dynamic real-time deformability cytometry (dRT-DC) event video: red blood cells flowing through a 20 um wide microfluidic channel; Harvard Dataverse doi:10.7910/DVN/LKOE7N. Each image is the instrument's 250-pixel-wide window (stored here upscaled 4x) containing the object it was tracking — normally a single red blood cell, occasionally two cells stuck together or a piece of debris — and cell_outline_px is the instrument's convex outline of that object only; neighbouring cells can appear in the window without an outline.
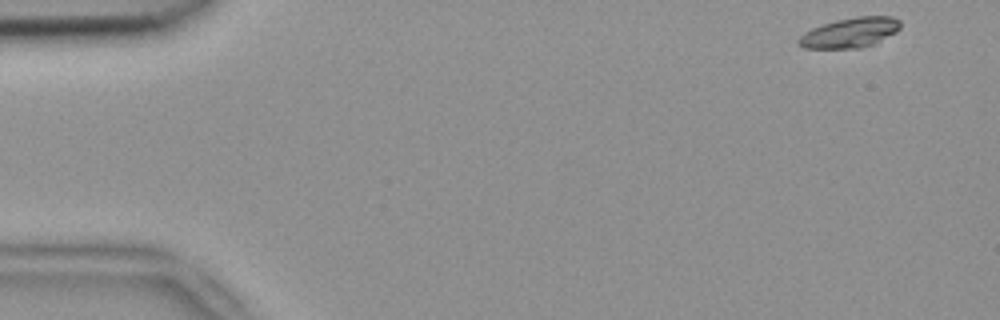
{"species": "common noctule bat (a hibernating species)", "species_latin": "Nyctalus noctula", "temperature_condition": "room temperature", "stored_images_in_passage": 6, "camera_frame_rate_fps": 3000, "um_per_image_px": 0.085, "animal": {"sex": "female", "body_mass_g": 18.4}, "frame": {"image": 1, "passage_image": 1, "time_ms": 0.0, "image_size_px": [1000, 320], "cell_outline_px": [[900, 28], [896, 32], [872, 44], [860, 48], [804, 48], [796, 40], [804, 32], [812, 28], [836, 20], [856, 16], [892, 16], [900, 20]], "centroid_in_image_um": [72.25, 2.76], "position_along_channel_um": 12.7, "area_um2": 17.63}}
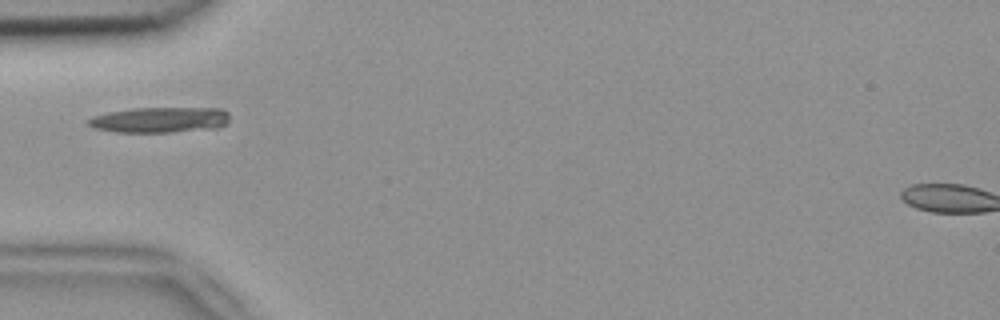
{"frame": {"image": 2, "passage_image": 5, "time_ms": 1.333, "image_size_px": [1000, 320], "cell_outline_px": [[228, 124], [220, 128], [172, 132], [116, 132], [92, 128], [88, 124], [88, 120], [92, 116], [108, 112], [132, 108], [220, 108], [228, 112]], "centroid_in_image_um": [13.61, 10.19], "position_along_channel_um": 71.4, "area_um2": 21.27}}